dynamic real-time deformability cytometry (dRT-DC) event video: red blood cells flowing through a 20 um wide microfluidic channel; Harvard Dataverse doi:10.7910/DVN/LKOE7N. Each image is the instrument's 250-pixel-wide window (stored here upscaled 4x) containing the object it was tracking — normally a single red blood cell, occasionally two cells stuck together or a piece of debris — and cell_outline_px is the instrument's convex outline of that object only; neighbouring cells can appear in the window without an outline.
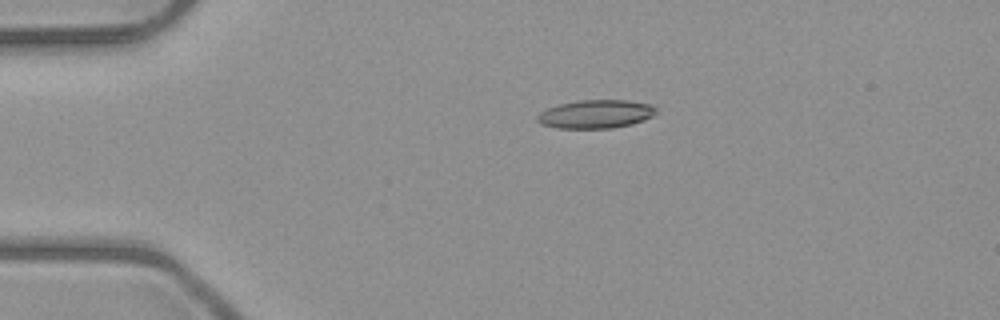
{"species": "common noctule bat (a hibernating species)", "species_latin": "Nyctalus noctula", "temperature_condition": "room temperature", "stored_images_in_passage": 2, "camera_frame_rate_fps": 3000, "um_per_image_px": 0.085, "animal": {"sex": "male", "body_mass_g": 23.1, "forearm_length_mm": 52.7}, "frame": {"image": 1, "passage_image": 1, "time_ms": 0.0, "image_size_px": [1000, 320], "cell_outline_px": [[656, 112], [652, 116], [644, 120], [632, 124], [612, 128], [556, 128], [540, 124], [536, 120], [536, 116], [540, 112], [548, 108], [560, 104], [580, 100], [628, 100], [656, 104]], "centroid_in_image_um": [50.67, 9.69], "position_along_channel_um": 34.3, "area_um2": 19.88}}